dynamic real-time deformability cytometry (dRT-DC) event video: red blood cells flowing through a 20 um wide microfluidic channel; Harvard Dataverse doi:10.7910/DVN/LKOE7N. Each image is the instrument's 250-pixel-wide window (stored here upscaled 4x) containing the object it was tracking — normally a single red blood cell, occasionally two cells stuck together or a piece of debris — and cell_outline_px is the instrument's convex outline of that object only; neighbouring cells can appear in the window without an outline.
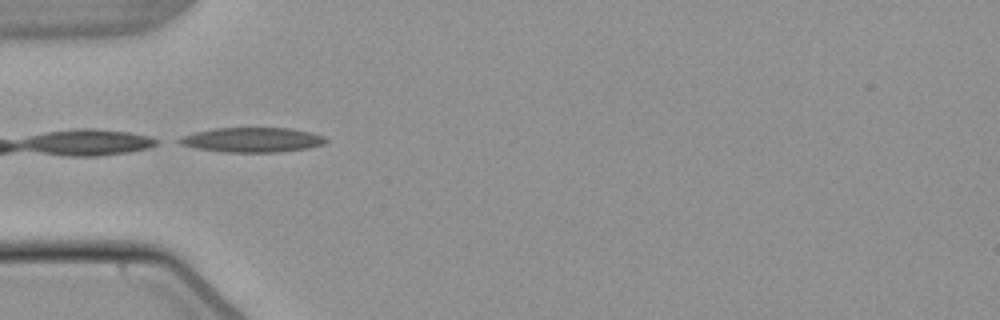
{"species": "common noctule bat (a hibernating species)", "species_latin": "Nyctalus noctula", "temperature_condition": "warm", "stored_images_in_passage": 3, "camera_frame_rate_fps": 3000, "um_per_image_px": 0.085, "animal": {"sex": "male", "body_mass_g": 21.5, "forearm_length_mm": 52.0}, "frame": {"image": 1, "passage_image": 1, "time_ms": 0.0, "image_size_px": [1000, 320], "cell_outline_px": [[328, 140], [324, 144], [308, 148], [280, 152], [224, 152], [196, 148], [180, 144], [172, 140], [180, 136], [196, 132], [216, 128], [292, 128], [312, 132], [324, 136]], "centroid_in_image_um": [21.42, 11.88], "position_along_channel_um": 63.6, "area_um2": 21.33}}